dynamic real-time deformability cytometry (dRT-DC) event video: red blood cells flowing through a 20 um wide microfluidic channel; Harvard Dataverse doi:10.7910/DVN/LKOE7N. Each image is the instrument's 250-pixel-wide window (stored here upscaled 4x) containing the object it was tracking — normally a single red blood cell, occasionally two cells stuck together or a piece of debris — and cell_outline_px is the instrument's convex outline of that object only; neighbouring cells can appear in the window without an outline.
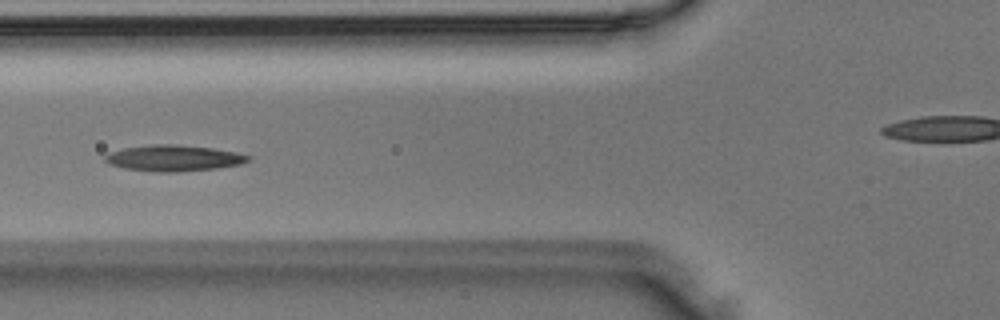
{"species": "Egyptian fruit bat (a non-hibernating species)", "species_latin": "Rousettus aegyptiacus", "temperature_condition": "room temperature", "stored_images_in_passage": 42, "camera_frame_rate_fps": 3000, "um_per_image_px": 0.085, "animal": {"sex": "male"}, "frame": {"image": 1, "passage_image": 11, "time_ms": 3.333, "image_size_px": [1000, 320], "cell_outline_px": [[252, 156], [248, 160], [240, 164], [216, 168], [176, 172], [156, 172], [124, 168], [108, 164], [104, 160], [104, 156], [108, 152], [124, 148], [152, 144], [176, 144], [212, 148], [236, 152]], "centroid_in_image_um": [14.72, 13.43], "position_along_channel_um": 111.1, "area_um2": 21.79}}
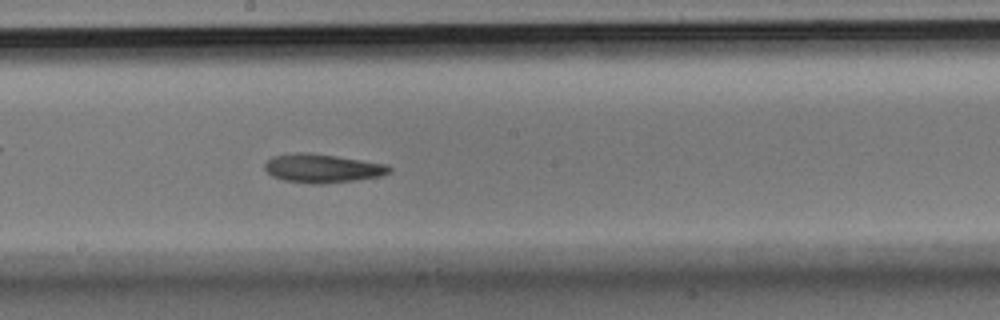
{"frame": {"image": 2, "passage_image": 19, "time_ms": 6.0, "image_size_px": [1000, 320], "cell_outline_px": [[392, 172], [380, 176], [356, 180], [324, 184], [308, 184], [284, 180], [272, 176], [264, 168], [264, 164], [272, 156], [292, 152], [308, 152], [336, 156], [388, 164], [392, 168]], "centroid_in_image_um": [27.4, 14.3], "position_along_channel_um": 220.8, "area_um2": 21.1}}
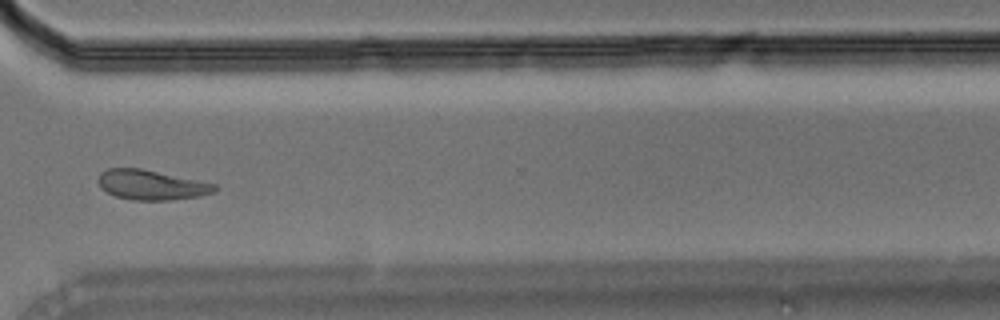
{"frame": {"image": 3, "passage_image": 29, "time_ms": 9.333, "image_size_px": [1000, 320], "cell_outline_px": [[216, 188], [212, 192], [200, 196], [172, 200], [132, 200], [116, 196], [100, 188], [96, 180], [100, 172], [108, 168], [140, 168], [216, 184]], "centroid_in_image_um": [12.8, 15.71], "position_along_channel_um": 357.8, "area_um2": 20.17}}